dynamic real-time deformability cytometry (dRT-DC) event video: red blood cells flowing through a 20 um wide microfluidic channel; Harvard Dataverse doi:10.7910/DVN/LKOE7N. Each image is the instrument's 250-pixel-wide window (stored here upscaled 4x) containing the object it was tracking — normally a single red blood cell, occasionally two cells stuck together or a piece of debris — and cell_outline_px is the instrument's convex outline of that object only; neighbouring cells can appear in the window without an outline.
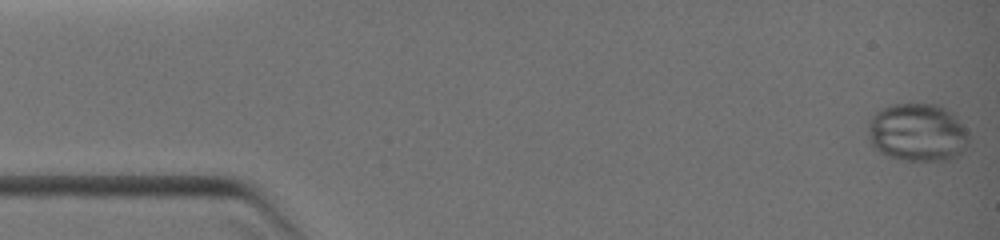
{"species": "common noctule bat (a hibernating species)", "species_latin": "Nyctalus noctula", "temperature_condition": "warm", "stored_images_in_passage": 49, "camera_frame_rate_fps": 3000, "um_per_image_px": 0.085, "animal": {"sex": "female", "body_mass_g": 19.0, "forearm_length_mm": 51.5}, "frame": {"image": 1, "passage_image": 1, "time_ms": 0.0, "image_size_px": [1000, 240], "cell_outline_px": [[968, 140], [964, 148], [952, 160], [904, 160], [880, 152], [872, 144], [868, 136], [868, 120], [876, 112], [892, 104], [912, 100], [940, 104], [952, 112], [956, 116], [968, 132]], "centroid_in_image_um": [77.99, 11.19], "position_along_channel_um": 7.0, "area_um2": 34.68}}
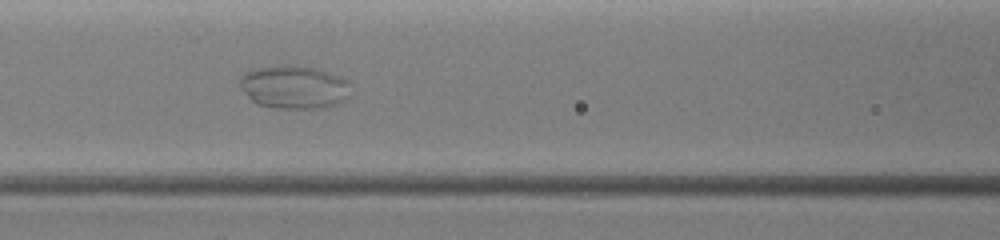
{"frame": {"image": 2, "passage_image": 15, "time_ms": 6.0, "image_size_px": [1000, 240], "cell_outline_px": [[348, 96], [344, 100], [324, 108], [276, 108], [256, 104], [244, 92], [240, 84], [240, 76], [244, 72], [256, 68], [284, 64], [288, 64], [316, 68], [340, 76], [348, 80]], "centroid_in_image_um": [24.97, 7.39], "position_along_channel_um": 141.6, "area_um2": 27.92}}
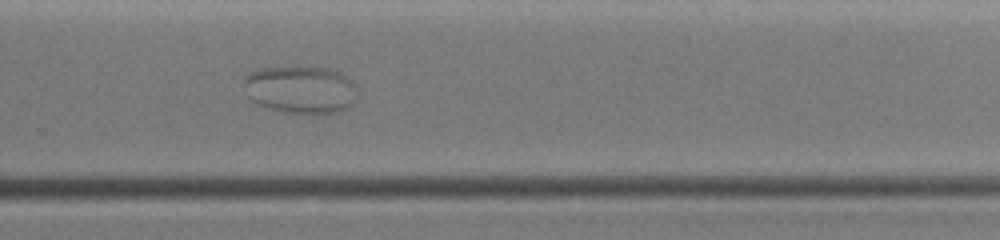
{"frame": {"image": 3, "passage_image": 26, "time_ms": 9.667, "image_size_px": [1000, 240], "cell_outline_px": [[356, 100], [348, 108], [336, 112], [316, 116], [284, 112], [268, 108], [256, 104], [248, 96], [244, 84], [244, 76], [260, 68], [328, 68], [344, 76], [352, 84]], "centroid_in_image_um": [25.52, 7.67], "position_along_channel_um": 304.3, "area_um2": 31.33}}